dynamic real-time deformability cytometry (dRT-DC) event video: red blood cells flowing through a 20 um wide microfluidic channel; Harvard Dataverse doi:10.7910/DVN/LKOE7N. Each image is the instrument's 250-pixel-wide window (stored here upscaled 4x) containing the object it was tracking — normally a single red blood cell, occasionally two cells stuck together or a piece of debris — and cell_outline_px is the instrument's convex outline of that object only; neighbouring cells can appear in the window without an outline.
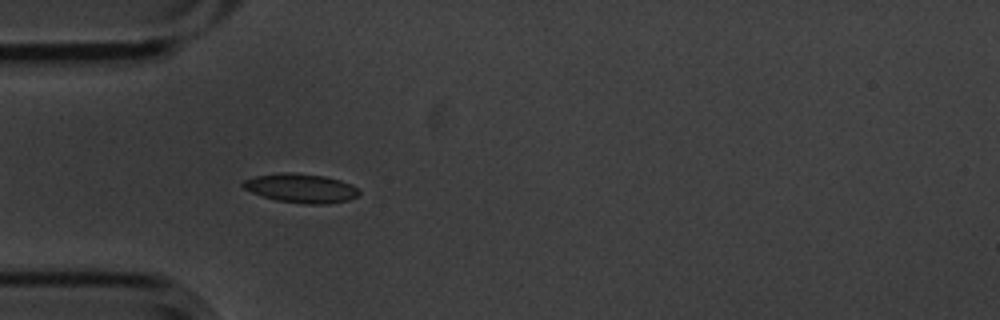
{"species": "common noctule bat (a hibernating species)", "species_latin": "Nyctalus noctula", "temperature_condition": "cold", "stored_images_in_passage": 5, "camera_frame_rate_fps": 3000, "um_per_image_px": 0.085, "animal": {"sex": "male", "body_mass_g": 20.1, "forearm_length_mm": 53.5}, "frame": {"image": 1, "passage_image": 5, "time_ms": 1.333, "image_size_px": [1000, 320], "cell_outline_px": [[360, 196], [348, 200], [328, 204], [304, 204], [276, 200], [252, 192], [244, 188], [240, 184], [244, 180], [256, 176], [284, 172], [288, 172], [324, 176], [340, 180], [356, 188], [360, 192]], "centroid_in_image_um": [25.59, 16.0], "position_along_channel_um": 59.4, "area_um2": 19.48}}